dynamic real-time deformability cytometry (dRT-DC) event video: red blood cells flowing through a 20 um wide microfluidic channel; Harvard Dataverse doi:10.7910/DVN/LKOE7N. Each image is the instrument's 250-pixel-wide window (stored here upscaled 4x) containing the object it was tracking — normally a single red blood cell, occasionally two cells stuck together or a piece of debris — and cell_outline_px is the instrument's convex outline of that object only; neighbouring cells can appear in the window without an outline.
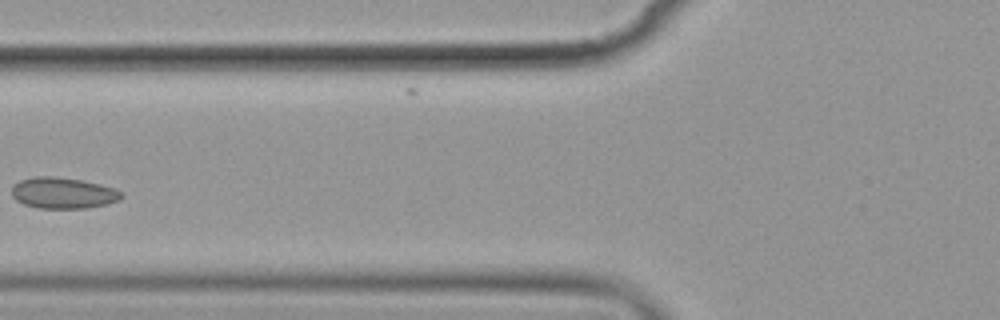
{"species": "common noctule bat (a hibernating species)", "species_latin": "Nyctalus noctula", "temperature_condition": "cold", "stored_images_in_passage": 6, "camera_frame_rate_fps": 3000, "um_per_image_px": 0.085, "animal": {"sex": "female", "body_mass_g": 19.9}, "frame": {"image": 1, "passage_image": 5, "time_ms": 5.333, "image_size_px": [1000, 320], "cell_outline_px": [[124, 196], [120, 200], [108, 204], [88, 208], [36, 208], [24, 204], [16, 200], [12, 196], [12, 188], [20, 180], [32, 176], [56, 176], [80, 180], [100, 184], [112, 188], [120, 192]], "centroid_in_image_um": [5.35, 16.41], "position_along_channel_um": 120.4, "area_um2": 19.94}}